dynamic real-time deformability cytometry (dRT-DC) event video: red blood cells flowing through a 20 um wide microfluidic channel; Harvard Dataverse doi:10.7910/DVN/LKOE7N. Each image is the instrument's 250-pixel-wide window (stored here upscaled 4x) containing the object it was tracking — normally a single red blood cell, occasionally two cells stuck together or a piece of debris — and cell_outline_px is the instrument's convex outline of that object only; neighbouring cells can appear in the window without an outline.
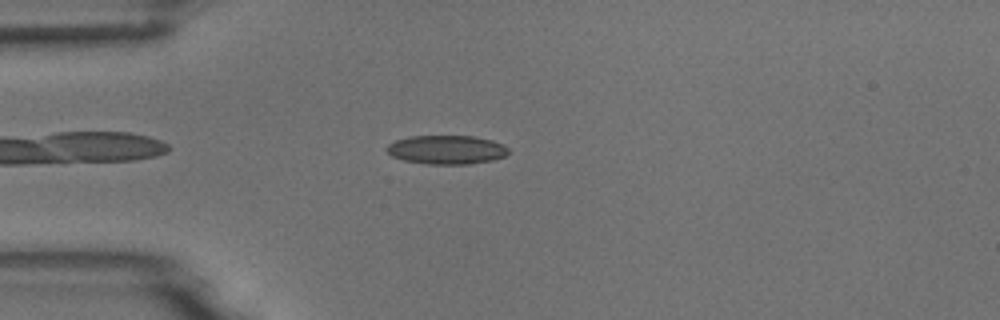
{"species": "common noctule bat (a hibernating species)", "species_latin": "Nyctalus noctula", "temperature_condition": "room temperature", "stored_images_in_passage": 45, "camera_frame_rate_fps": 3000, "um_per_image_px": 0.085, "animal": {"sex": "male", "body_mass_g": 18.8}, "frame": {"image": 1, "passage_image": 5, "time_ms": 1.333, "image_size_px": [1000, 320], "cell_outline_px": [[508, 152], [504, 156], [492, 160], [468, 164], [428, 164], [404, 160], [392, 156], [384, 148], [388, 144], [396, 140], [408, 136], [472, 136], [492, 140], [504, 144], [508, 148]], "centroid_in_image_um": [37.94, 12.72], "position_along_channel_um": 47.1, "area_um2": 20.46}}
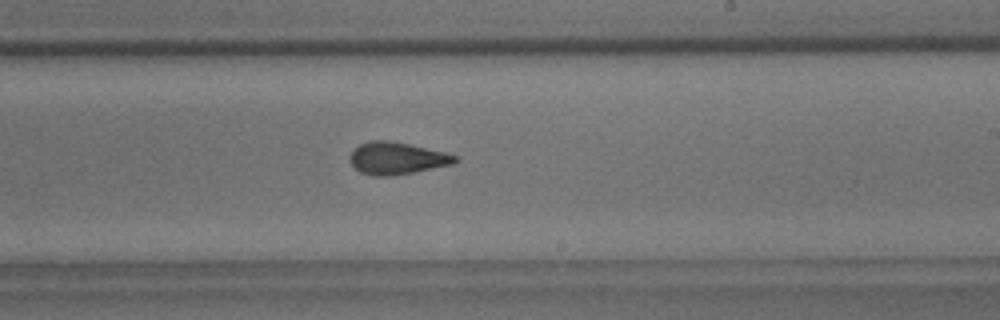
{"frame": {"image": 2, "passage_image": 23, "time_ms": 7.333, "image_size_px": [1000, 320], "cell_outline_px": [[460, 160], [456, 164], [392, 176], [372, 176], [360, 172], [352, 164], [352, 152], [360, 144], [372, 140], [388, 140], [408, 144], [444, 152], [456, 156]], "centroid_in_image_um": [33.79, 13.46], "position_along_channel_um": 255.2, "area_um2": 19.54}}
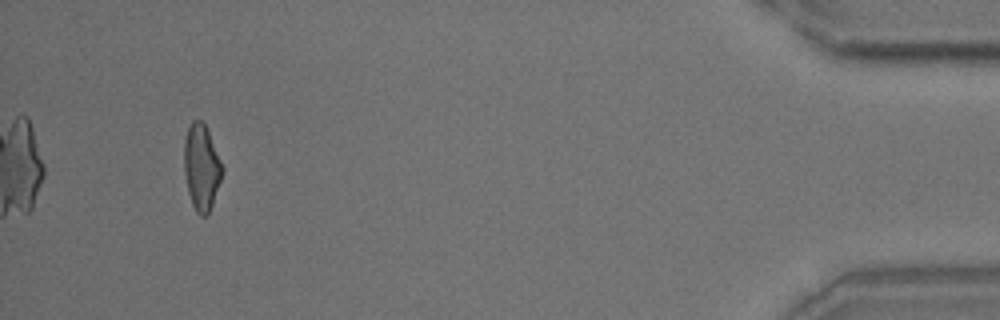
{"frame": {"image": 3, "passage_image": 42, "time_ms": 13.667, "image_size_px": [1000, 320], "cell_outline_px": [[224, 168], [208, 216], [200, 216], [196, 212], [192, 204], [188, 192], [184, 172], [184, 140], [188, 128], [192, 120], [200, 120], [204, 124], [208, 132]], "centroid_in_image_um": [17.11, 14.24], "position_along_channel_um": 418.1, "area_um2": 18.9}, "authors_computed_cell_mechanics": {"area_um2": 19.5364, "velocity_mm_per_s": 3.698, "shape_relaxation_time_tau1_ms": 5.6478, "shape_relaxation_time_tau2_ms": 1.5431, "deformation_change_tau1": 0.1534, "deformation_change_tau2": 0.0886}}